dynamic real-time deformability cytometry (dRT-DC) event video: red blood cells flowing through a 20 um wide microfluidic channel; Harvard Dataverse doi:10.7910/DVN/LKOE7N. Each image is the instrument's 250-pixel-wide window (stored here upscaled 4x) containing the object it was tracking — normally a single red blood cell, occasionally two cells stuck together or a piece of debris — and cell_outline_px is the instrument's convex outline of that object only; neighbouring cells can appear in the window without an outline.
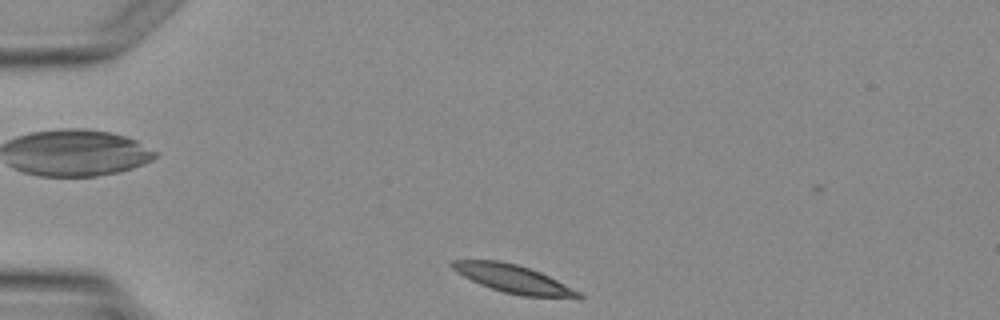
{"species": "Egyptian fruit bat (a non-hibernating species)", "species_latin": "Rousettus aegyptiacus", "temperature_condition": "warm", "stored_images_in_passage": 2, "camera_frame_rate_fps": 3000, "um_per_image_px": 0.085, "animal": {"sex": "female"}, "frame": {"image": 1, "passage_image": 1, "time_ms": 0.0, "image_size_px": [1000, 320], "cell_outline_px": [[584, 296], [580, 300], [520, 296], [504, 292], [480, 284], [456, 272], [448, 264], [452, 260], [500, 260], [516, 264], [540, 272], [580, 292]], "centroid_in_image_um": [43.69, 23.74], "position_along_channel_um": 41.3, "area_um2": 20.92}}